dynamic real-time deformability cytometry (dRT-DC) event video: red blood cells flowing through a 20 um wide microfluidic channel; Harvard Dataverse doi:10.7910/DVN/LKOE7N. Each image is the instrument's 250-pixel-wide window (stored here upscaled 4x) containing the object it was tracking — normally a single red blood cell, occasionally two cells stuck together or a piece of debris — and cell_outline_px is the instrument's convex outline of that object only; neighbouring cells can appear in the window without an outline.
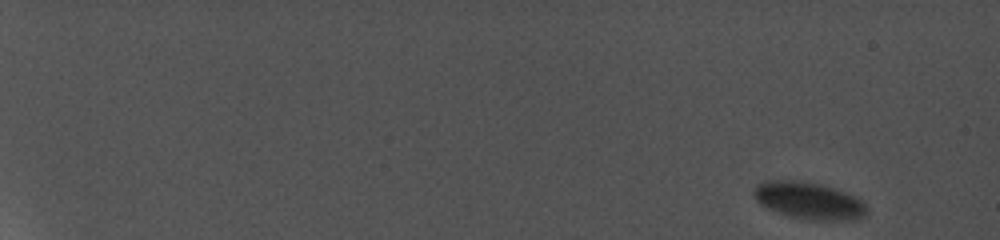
{"species": "common noctule bat (a hibernating species)", "species_latin": "Nyctalus noctula", "temperature_condition": "cold", "stored_images_in_passage": 11, "camera_frame_rate_fps": 5000, "um_per_image_px": 0.085, "animal": {"sex": "female", "body_mass_g": 19.0, "forearm_length_mm": 56.7}, "frame": {"image": 1, "passage_image": 1, "time_ms": 0.0, "image_size_px": [1000, 240], "cell_outline_px": [[868, 212], [864, 216], [852, 220], [804, 220], [788, 216], [768, 208], [760, 204], [756, 200], [756, 188], [760, 184], [808, 184], [840, 192], [852, 196], [864, 204]], "centroid_in_image_um": [68.83, 17.19], "position_along_channel_um": 16.2, "area_um2": 22.14}}
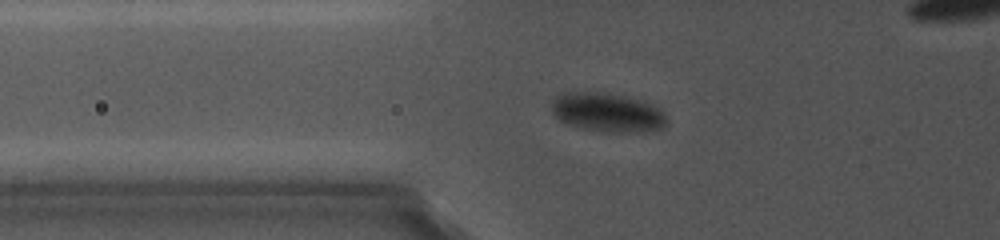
{"frame": {"image": 2, "passage_image": 10, "time_ms": 8.0, "image_size_px": [1000, 240], "cell_outline_px": [[664, 124], [660, 128], [644, 132], [600, 132], [580, 128], [568, 124], [560, 120], [556, 116], [556, 100], [560, 96], [616, 96], [632, 100], [656, 108], [664, 116]], "centroid_in_image_um": [51.69, 9.7], "position_along_channel_um": 74.1, "area_um2": 23.29}}